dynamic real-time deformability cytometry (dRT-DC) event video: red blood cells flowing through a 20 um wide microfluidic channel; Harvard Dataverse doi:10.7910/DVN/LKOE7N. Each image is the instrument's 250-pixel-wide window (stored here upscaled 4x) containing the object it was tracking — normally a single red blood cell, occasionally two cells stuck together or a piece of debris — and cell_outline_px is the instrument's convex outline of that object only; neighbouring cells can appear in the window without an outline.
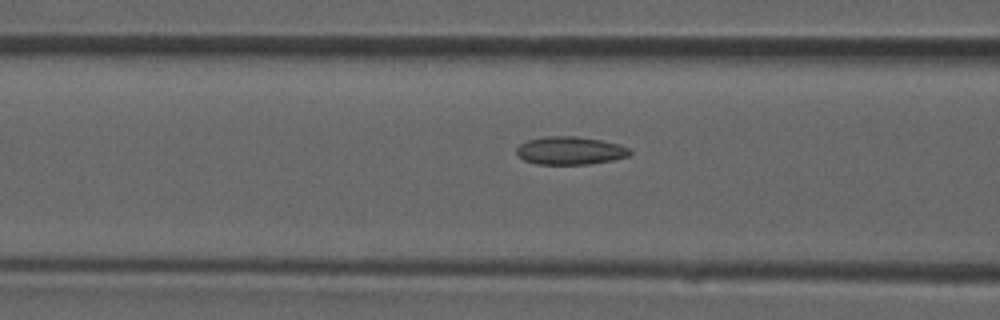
{"species": "common noctule bat (a hibernating species)", "species_latin": "Nyctalus noctula", "temperature_condition": "room temperature", "stored_images_in_passage": 27, "camera_frame_rate_fps": 3000, "um_per_image_px": 0.085, "animal": {"sex": "male", "forearm_length_mm": 52.5}, "frame": {"image": 1, "passage_image": 6, "time_ms": 1.667, "image_size_px": [1000, 320], "cell_outline_px": [[632, 152], [628, 156], [612, 160], [588, 164], [536, 164], [524, 160], [516, 152], [516, 148], [520, 144], [528, 140], [544, 136], [576, 136], [600, 140], [620, 144], [628, 148]], "centroid_in_image_um": [48.45, 12.8], "position_along_channel_um": 118.1, "area_um2": 18.44}}
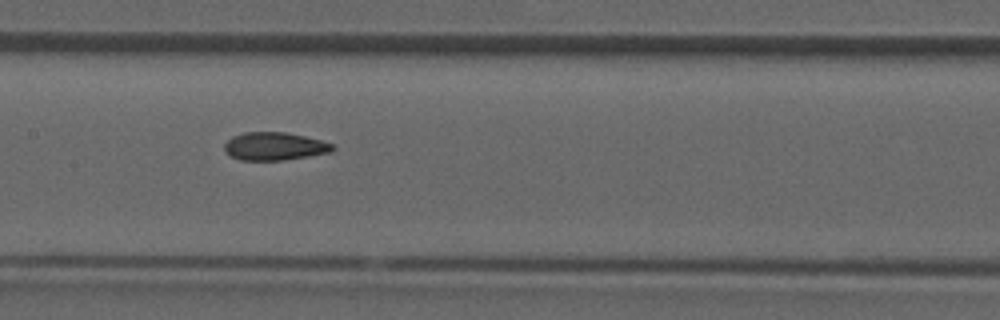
{"frame": {"image": 2, "passage_image": 10, "time_ms": 3.0, "image_size_px": [1000, 320], "cell_outline_px": [[336, 148], [332, 152], [284, 160], [240, 160], [232, 156], [224, 148], [224, 144], [232, 136], [244, 132], [284, 132], [304, 136], [336, 144]], "centroid_in_image_um": [23.38, 12.43], "position_along_channel_um": 184.0, "area_um2": 17.63}}
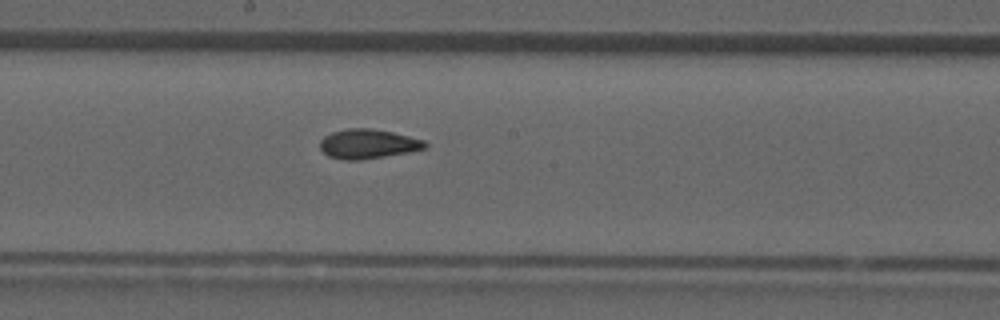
{"frame": {"image": 3, "passage_image": 12, "time_ms": 3.667, "image_size_px": [1000, 320], "cell_outline_px": [[428, 148], [408, 152], [360, 160], [344, 160], [328, 156], [320, 148], [320, 140], [324, 136], [332, 132], [348, 128], [372, 128], [392, 132], [424, 140], [428, 144]], "centroid_in_image_um": [31.28, 12.23], "position_along_channel_um": 216.9, "area_um2": 18.03}}